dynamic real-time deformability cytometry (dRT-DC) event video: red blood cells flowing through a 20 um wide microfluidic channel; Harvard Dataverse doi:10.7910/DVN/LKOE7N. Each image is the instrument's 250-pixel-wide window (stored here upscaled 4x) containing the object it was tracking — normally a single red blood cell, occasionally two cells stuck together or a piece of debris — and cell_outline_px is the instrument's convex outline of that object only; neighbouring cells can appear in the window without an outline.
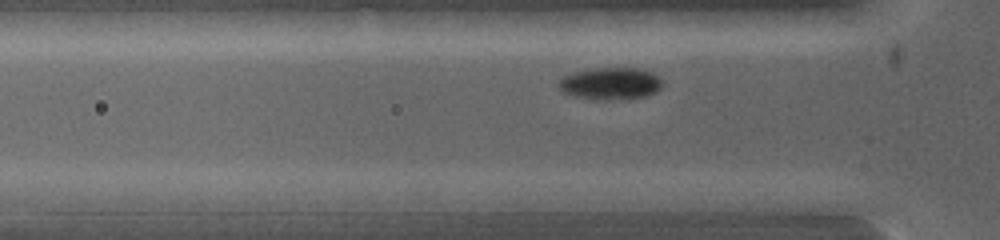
{"species": "common noctule bat (a hibernating species)", "species_latin": "Nyctalus noctula", "temperature_condition": "warm", "stored_images_in_passage": 6, "camera_frame_rate_fps": 5000, "um_per_image_px": 0.085, "animal": {"sex": "female", "body_mass_g": 19.0, "forearm_length_mm": 53.3}, "frame": {"image": 1, "passage_image": 2, "time_ms": 0.2, "image_size_px": [1000, 240], "cell_outline_px": [[660, 88], [656, 92], [644, 96], [580, 96], [568, 92], [560, 88], [560, 80], [564, 76], [576, 72], [592, 68], [636, 68], [652, 72], [660, 80]], "centroid_in_image_um": [51.94, 7.01], "position_along_channel_um": 73.9, "area_um2": 17.63}}
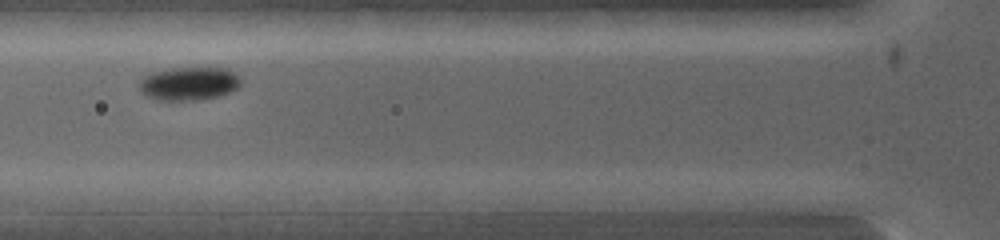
{"frame": {"image": 2, "passage_image": 4, "time_ms": 0.8, "image_size_px": [1000, 240], "cell_outline_px": [[240, 84], [236, 88], [212, 96], [180, 100], [160, 100], [148, 96], [140, 88], [140, 80], [144, 76], [152, 72], [172, 68], [224, 68], [236, 72], [240, 80]], "centroid_in_image_um": [16.03, 7.06], "position_along_channel_um": 109.8, "area_um2": 18.9}}